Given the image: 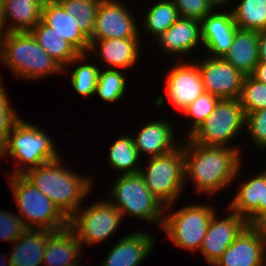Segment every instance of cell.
Returning a JSON list of instances; mask_svg holds the SVG:
<instances>
[{"label": "cell", "instance_id": "cell-1", "mask_svg": "<svg viewBox=\"0 0 266 266\" xmlns=\"http://www.w3.org/2000/svg\"><path fill=\"white\" fill-rule=\"evenodd\" d=\"M182 140L185 185L186 181L191 179L197 192L213 196L236 181L241 173L239 171H242L240 150L233 147L203 145L189 137Z\"/></svg>", "mask_w": 266, "mask_h": 266}, {"label": "cell", "instance_id": "cell-2", "mask_svg": "<svg viewBox=\"0 0 266 266\" xmlns=\"http://www.w3.org/2000/svg\"><path fill=\"white\" fill-rule=\"evenodd\" d=\"M60 160L58 158L31 168L23 176L69 219L82 207L83 200L93 187V179L63 167Z\"/></svg>", "mask_w": 266, "mask_h": 266}, {"label": "cell", "instance_id": "cell-3", "mask_svg": "<svg viewBox=\"0 0 266 266\" xmlns=\"http://www.w3.org/2000/svg\"><path fill=\"white\" fill-rule=\"evenodd\" d=\"M0 61L11 70L14 77L29 81L63 74V68L30 32H6L0 39Z\"/></svg>", "mask_w": 266, "mask_h": 266}, {"label": "cell", "instance_id": "cell-4", "mask_svg": "<svg viewBox=\"0 0 266 266\" xmlns=\"http://www.w3.org/2000/svg\"><path fill=\"white\" fill-rule=\"evenodd\" d=\"M28 122L21 119L5 141L6 157L9 155L17 161L14 169L6 175H23L31 168L60 158L52 137Z\"/></svg>", "mask_w": 266, "mask_h": 266}, {"label": "cell", "instance_id": "cell-5", "mask_svg": "<svg viewBox=\"0 0 266 266\" xmlns=\"http://www.w3.org/2000/svg\"><path fill=\"white\" fill-rule=\"evenodd\" d=\"M19 217L28 229L59 231L69 226V219L23 175H7Z\"/></svg>", "mask_w": 266, "mask_h": 266}, {"label": "cell", "instance_id": "cell-6", "mask_svg": "<svg viewBox=\"0 0 266 266\" xmlns=\"http://www.w3.org/2000/svg\"><path fill=\"white\" fill-rule=\"evenodd\" d=\"M110 188L109 201L125 215L155 224L161 230L165 205L146 186L140 173L119 176Z\"/></svg>", "mask_w": 266, "mask_h": 266}, {"label": "cell", "instance_id": "cell-7", "mask_svg": "<svg viewBox=\"0 0 266 266\" xmlns=\"http://www.w3.org/2000/svg\"><path fill=\"white\" fill-rule=\"evenodd\" d=\"M147 159L146 168L142 166L139 173L151 193L165 205V213L171 212L185 186L183 143L169 153Z\"/></svg>", "mask_w": 266, "mask_h": 266}, {"label": "cell", "instance_id": "cell-8", "mask_svg": "<svg viewBox=\"0 0 266 266\" xmlns=\"http://www.w3.org/2000/svg\"><path fill=\"white\" fill-rule=\"evenodd\" d=\"M215 213L216 209L210 204L190 203L177 211L166 213L161 230L177 247L199 252Z\"/></svg>", "mask_w": 266, "mask_h": 266}, {"label": "cell", "instance_id": "cell-9", "mask_svg": "<svg viewBox=\"0 0 266 266\" xmlns=\"http://www.w3.org/2000/svg\"><path fill=\"white\" fill-rule=\"evenodd\" d=\"M246 115L239 99H220L214 110L188 137L208 146L240 147L228 145L245 127Z\"/></svg>", "mask_w": 266, "mask_h": 266}, {"label": "cell", "instance_id": "cell-10", "mask_svg": "<svg viewBox=\"0 0 266 266\" xmlns=\"http://www.w3.org/2000/svg\"><path fill=\"white\" fill-rule=\"evenodd\" d=\"M122 220L121 212L108 199H102L83 210L78 209L69 218V227L84 247V243L95 245L108 239L120 227Z\"/></svg>", "mask_w": 266, "mask_h": 266}, {"label": "cell", "instance_id": "cell-11", "mask_svg": "<svg viewBox=\"0 0 266 266\" xmlns=\"http://www.w3.org/2000/svg\"><path fill=\"white\" fill-rule=\"evenodd\" d=\"M165 78L164 91L166 94L155 100L154 103L157 108L163 107L165 101L168 100L177 111L182 113L189 104L205 92L202 77L195 61H182L172 65Z\"/></svg>", "mask_w": 266, "mask_h": 266}, {"label": "cell", "instance_id": "cell-12", "mask_svg": "<svg viewBox=\"0 0 266 266\" xmlns=\"http://www.w3.org/2000/svg\"><path fill=\"white\" fill-rule=\"evenodd\" d=\"M128 7L118 0H102L89 40L141 38L139 26ZM141 36V37H140Z\"/></svg>", "mask_w": 266, "mask_h": 266}, {"label": "cell", "instance_id": "cell-13", "mask_svg": "<svg viewBox=\"0 0 266 266\" xmlns=\"http://www.w3.org/2000/svg\"><path fill=\"white\" fill-rule=\"evenodd\" d=\"M204 90L219 99H239L245 75L222 57L206 56L195 60Z\"/></svg>", "mask_w": 266, "mask_h": 266}, {"label": "cell", "instance_id": "cell-14", "mask_svg": "<svg viewBox=\"0 0 266 266\" xmlns=\"http://www.w3.org/2000/svg\"><path fill=\"white\" fill-rule=\"evenodd\" d=\"M227 210L231 212L223 219H218L217 214H214L199 250L211 265L216 263L224 251L249 225L245 218L228 208Z\"/></svg>", "mask_w": 266, "mask_h": 266}, {"label": "cell", "instance_id": "cell-15", "mask_svg": "<svg viewBox=\"0 0 266 266\" xmlns=\"http://www.w3.org/2000/svg\"><path fill=\"white\" fill-rule=\"evenodd\" d=\"M214 266H266V244L248 225Z\"/></svg>", "mask_w": 266, "mask_h": 266}, {"label": "cell", "instance_id": "cell-16", "mask_svg": "<svg viewBox=\"0 0 266 266\" xmlns=\"http://www.w3.org/2000/svg\"><path fill=\"white\" fill-rule=\"evenodd\" d=\"M215 11V12H214ZM229 11V12H228ZM201 37L204 49L210 57H223L230 49L233 37L238 29L231 10L207 14L201 21Z\"/></svg>", "mask_w": 266, "mask_h": 266}, {"label": "cell", "instance_id": "cell-17", "mask_svg": "<svg viewBox=\"0 0 266 266\" xmlns=\"http://www.w3.org/2000/svg\"><path fill=\"white\" fill-rule=\"evenodd\" d=\"M154 244L150 233L131 232L110 248L101 266H140L152 254Z\"/></svg>", "mask_w": 266, "mask_h": 266}, {"label": "cell", "instance_id": "cell-18", "mask_svg": "<svg viewBox=\"0 0 266 266\" xmlns=\"http://www.w3.org/2000/svg\"><path fill=\"white\" fill-rule=\"evenodd\" d=\"M140 40V38L89 40V54L96 53L109 69H121L123 72V69L133 68L139 61V52L142 50Z\"/></svg>", "mask_w": 266, "mask_h": 266}, {"label": "cell", "instance_id": "cell-19", "mask_svg": "<svg viewBox=\"0 0 266 266\" xmlns=\"http://www.w3.org/2000/svg\"><path fill=\"white\" fill-rule=\"evenodd\" d=\"M135 135L132 137L140 156L145 154L156 157L169 153L180 145L175 141L174 125L168 120H150Z\"/></svg>", "mask_w": 266, "mask_h": 266}, {"label": "cell", "instance_id": "cell-20", "mask_svg": "<svg viewBox=\"0 0 266 266\" xmlns=\"http://www.w3.org/2000/svg\"><path fill=\"white\" fill-rule=\"evenodd\" d=\"M156 41L171 57L187 55L202 43L201 22L179 17Z\"/></svg>", "mask_w": 266, "mask_h": 266}, {"label": "cell", "instance_id": "cell-21", "mask_svg": "<svg viewBox=\"0 0 266 266\" xmlns=\"http://www.w3.org/2000/svg\"><path fill=\"white\" fill-rule=\"evenodd\" d=\"M41 20L80 53H89L90 41L79 29L77 18L66 13L57 1H44Z\"/></svg>", "mask_w": 266, "mask_h": 266}, {"label": "cell", "instance_id": "cell-22", "mask_svg": "<svg viewBox=\"0 0 266 266\" xmlns=\"http://www.w3.org/2000/svg\"><path fill=\"white\" fill-rule=\"evenodd\" d=\"M82 244L76 233L68 226L65 229L55 231L45 246L44 266H79V256L83 252Z\"/></svg>", "mask_w": 266, "mask_h": 266}, {"label": "cell", "instance_id": "cell-23", "mask_svg": "<svg viewBox=\"0 0 266 266\" xmlns=\"http://www.w3.org/2000/svg\"><path fill=\"white\" fill-rule=\"evenodd\" d=\"M258 39V31L238 28L230 49L222 58L244 75H251L259 62Z\"/></svg>", "mask_w": 266, "mask_h": 266}, {"label": "cell", "instance_id": "cell-24", "mask_svg": "<svg viewBox=\"0 0 266 266\" xmlns=\"http://www.w3.org/2000/svg\"><path fill=\"white\" fill-rule=\"evenodd\" d=\"M53 231L27 229L9 252L11 266H42L45 246Z\"/></svg>", "mask_w": 266, "mask_h": 266}, {"label": "cell", "instance_id": "cell-25", "mask_svg": "<svg viewBox=\"0 0 266 266\" xmlns=\"http://www.w3.org/2000/svg\"><path fill=\"white\" fill-rule=\"evenodd\" d=\"M43 4L44 0H2L4 24H10L6 32H30L41 21Z\"/></svg>", "mask_w": 266, "mask_h": 266}, {"label": "cell", "instance_id": "cell-26", "mask_svg": "<svg viewBox=\"0 0 266 266\" xmlns=\"http://www.w3.org/2000/svg\"><path fill=\"white\" fill-rule=\"evenodd\" d=\"M264 186H266V169L242 182L236 196L228 204V209L245 218L250 224L260 214Z\"/></svg>", "mask_w": 266, "mask_h": 266}, {"label": "cell", "instance_id": "cell-27", "mask_svg": "<svg viewBox=\"0 0 266 266\" xmlns=\"http://www.w3.org/2000/svg\"><path fill=\"white\" fill-rule=\"evenodd\" d=\"M37 43L67 72L69 63L81 53L42 20L30 31Z\"/></svg>", "mask_w": 266, "mask_h": 266}, {"label": "cell", "instance_id": "cell-28", "mask_svg": "<svg viewBox=\"0 0 266 266\" xmlns=\"http://www.w3.org/2000/svg\"><path fill=\"white\" fill-rule=\"evenodd\" d=\"M107 155V164L117 172L122 171V175L137 174L141 169L142 165L137 163L140 160V155L134 145L131 133L118 137L109 147Z\"/></svg>", "mask_w": 266, "mask_h": 266}, {"label": "cell", "instance_id": "cell-29", "mask_svg": "<svg viewBox=\"0 0 266 266\" xmlns=\"http://www.w3.org/2000/svg\"><path fill=\"white\" fill-rule=\"evenodd\" d=\"M176 5L172 0H160L151 4L142 18L144 31L155 36H161L179 18Z\"/></svg>", "mask_w": 266, "mask_h": 266}, {"label": "cell", "instance_id": "cell-30", "mask_svg": "<svg viewBox=\"0 0 266 266\" xmlns=\"http://www.w3.org/2000/svg\"><path fill=\"white\" fill-rule=\"evenodd\" d=\"M231 10L239 29L266 30V0H241Z\"/></svg>", "mask_w": 266, "mask_h": 266}, {"label": "cell", "instance_id": "cell-31", "mask_svg": "<svg viewBox=\"0 0 266 266\" xmlns=\"http://www.w3.org/2000/svg\"><path fill=\"white\" fill-rule=\"evenodd\" d=\"M89 53H81L76 59L69 64H81L75 67L71 75V84L73 89L83 97L95 95L100 67L94 63H83L87 60ZM81 62V63H80Z\"/></svg>", "mask_w": 266, "mask_h": 266}, {"label": "cell", "instance_id": "cell-32", "mask_svg": "<svg viewBox=\"0 0 266 266\" xmlns=\"http://www.w3.org/2000/svg\"><path fill=\"white\" fill-rule=\"evenodd\" d=\"M102 0H58L66 13L77 18L79 29L90 39L95 26V19Z\"/></svg>", "mask_w": 266, "mask_h": 266}, {"label": "cell", "instance_id": "cell-33", "mask_svg": "<svg viewBox=\"0 0 266 266\" xmlns=\"http://www.w3.org/2000/svg\"><path fill=\"white\" fill-rule=\"evenodd\" d=\"M126 79L121 69H100L95 94L105 102L116 103L125 95Z\"/></svg>", "mask_w": 266, "mask_h": 266}, {"label": "cell", "instance_id": "cell-34", "mask_svg": "<svg viewBox=\"0 0 266 266\" xmlns=\"http://www.w3.org/2000/svg\"><path fill=\"white\" fill-rule=\"evenodd\" d=\"M239 101L245 115L266 108V84L245 75Z\"/></svg>", "mask_w": 266, "mask_h": 266}, {"label": "cell", "instance_id": "cell-35", "mask_svg": "<svg viewBox=\"0 0 266 266\" xmlns=\"http://www.w3.org/2000/svg\"><path fill=\"white\" fill-rule=\"evenodd\" d=\"M219 100L218 97L205 91L184 109L182 114L191 119V124L187 127V132H185L183 138L191 135L206 120Z\"/></svg>", "mask_w": 266, "mask_h": 266}, {"label": "cell", "instance_id": "cell-36", "mask_svg": "<svg viewBox=\"0 0 266 266\" xmlns=\"http://www.w3.org/2000/svg\"><path fill=\"white\" fill-rule=\"evenodd\" d=\"M2 85V79H0V138L6 141L8 135L22 118L10 104L6 89Z\"/></svg>", "mask_w": 266, "mask_h": 266}, {"label": "cell", "instance_id": "cell-37", "mask_svg": "<svg viewBox=\"0 0 266 266\" xmlns=\"http://www.w3.org/2000/svg\"><path fill=\"white\" fill-rule=\"evenodd\" d=\"M245 129L255 147L266 149V108L246 114Z\"/></svg>", "mask_w": 266, "mask_h": 266}, {"label": "cell", "instance_id": "cell-38", "mask_svg": "<svg viewBox=\"0 0 266 266\" xmlns=\"http://www.w3.org/2000/svg\"><path fill=\"white\" fill-rule=\"evenodd\" d=\"M28 228L24 221L13 212L0 210V239L14 243Z\"/></svg>", "mask_w": 266, "mask_h": 266}, {"label": "cell", "instance_id": "cell-39", "mask_svg": "<svg viewBox=\"0 0 266 266\" xmlns=\"http://www.w3.org/2000/svg\"><path fill=\"white\" fill-rule=\"evenodd\" d=\"M180 17L201 21L214 9L207 0H172Z\"/></svg>", "mask_w": 266, "mask_h": 266}, {"label": "cell", "instance_id": "cell-40", "mask_svg": "<svg viewBox=\"0 0 266 266\" xmlns=\"http://www.w3.org/2000/svg\"><path fill=\"white\" fill-rule=\"evenodd\" d=\"M249 225L260 235L266 244V210L261 212Z\"/></svg>", "mask_w": 266, "mask_h": 266}, {"label": "cell", "instance_id": "cell-41", "mask_svg": "<svg viewBox=\"0 0 266 266\" xmlns=\"http://www.w3.org/2000/svg\"><path fill=\"white\" fill-rule=\"evenodd\" d=\"M258 55L259 62H266V30L259 31Z\"/></svg>", "mask_w": 266, "mask_h": 266}, {"label": "cell", "instance_id": "cell-42", "mask_svg": "<svg viewBox=\"0 0 266 266\" xmlns=\"http://www.w3.org/2000/svg\"><path fill=\"white\" fill-rule=\"evenodd\" d=\"M251 75L258 81L266 84V62H258Z\"/></svg>", "mask_w": 266, "mask_h": 266}, {"label": "cell", "instance_id": "cell-43", "mask_svg": "<svg viewBox=\"0 0 266 266\" xmlns=\"http://www.w3.org/2000/svg\"><path fill=\"white\" fill-rule=\"evenodd\" d=\"M208 3L212 6V8L215 10L218 11L217 8H224L225 5H226V8H227V5L229 4L228 2H230L231 0H207Z\"/></svg>", "mask_w": 266, "mask_h": 266}, {"label": "cell", "instance_id": "cell-44", "mask_svg": "<svg viewBox=\"0 0 266 266\" xmlns=\"http://www.w3.org/2000/svg\"><path fill=\"white\" fill-rule=\"evenodd\" d=\"M0 158H6L5 154V141L0 138Z\"/></svg>", "mask_w": 266, "mask_h": 266}, {"label": "cell", "instance_id": "cell-45", "mask_svg": "<svg viewBox=\"0 0 266 266\" xmlns=\"http://www.w3.org/2000/svg\"><path fill=\"white\" fill-rule=\"evenodd\" d=\"M266 210V186H264L263 202H260V213Z\"/></svg>", "mask_w": 266, "mask_h": 266}, {"label": "cell", "instance_id": "cell-46", "mask_svg": "<svg viewBox=\"0 0 266 266\" xmlns=\"http://www.w3.org/2000/svg\"><path fill=\"white\" fill-rule=\"evenodd\" d=\"M9 254H7V257L6 256H4V257H2V258H0V266H11V264H10V258H9V256H8ZM1 257V256H0ZM8 258V259H7Z\"/></svg>", "mask_w": 266, "mask_h": 266}]
</instances>
